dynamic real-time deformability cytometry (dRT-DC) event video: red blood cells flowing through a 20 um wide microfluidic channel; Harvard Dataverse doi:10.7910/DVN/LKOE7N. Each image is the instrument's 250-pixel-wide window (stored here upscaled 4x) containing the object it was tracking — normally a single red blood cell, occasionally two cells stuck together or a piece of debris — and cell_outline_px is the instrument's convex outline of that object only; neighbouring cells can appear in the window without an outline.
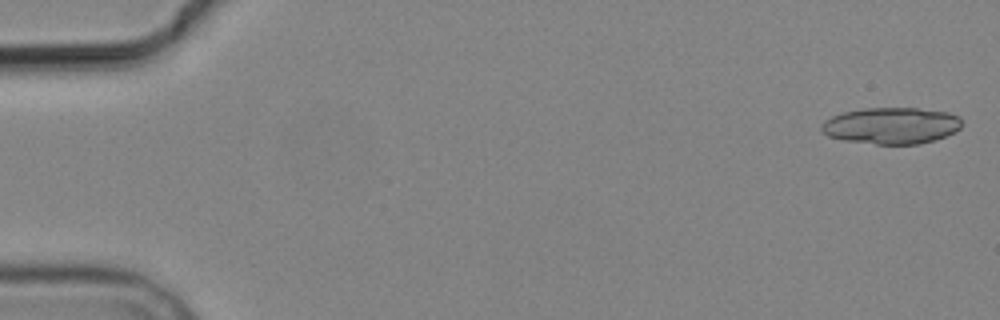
{"species": "common noctule bat (a hibernating species)", "species_latin": "Nyctalus noctula", "temperature_condition": "cold", "stored_images_in_passage": 5, "camera_frame_rate_fps": 3000, "um_per_image_px": 0.085, "animal": {"sex": "male", "body_mass_g": 19.2, "forearm_length_mm": 51.8}, "frame": {"image": 1, "passage_image": 1, "time_ms": 0.0, "image_size_px": [1000, 320], "cell_outline_px": [[960, 128], [936, 140], [920, 144], [876, 144], [844, 140], [828, 136], [820, 132], [820, 124], [824, 120], [832, 116], [844, 112], [864, 108], [916, 108], [948, 112], [960, 116]], "centroid_in_image_um": [75.72, 10.68], "position_along_channel_um": 9.3, "area_um2": 29.94}}